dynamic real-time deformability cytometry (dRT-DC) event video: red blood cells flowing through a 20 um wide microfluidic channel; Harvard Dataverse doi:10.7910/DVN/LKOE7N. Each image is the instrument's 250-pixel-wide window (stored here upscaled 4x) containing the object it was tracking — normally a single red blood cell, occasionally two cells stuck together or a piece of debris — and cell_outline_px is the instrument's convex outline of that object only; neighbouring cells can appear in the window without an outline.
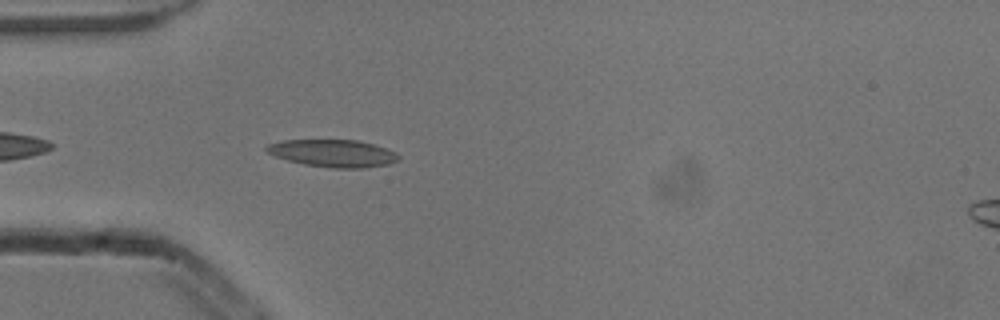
{"species": "common noctule bat (a hibernating species)", "species_latin": "Nyctalus noctula", "temperature_condition": "cold", "stored_images_in_passage": 40, "camera_frame_rate_fps": 3000, "um_per_image_px": 0.085, "animal": {"sex": "male", "body_mass_g": 13.3}, "frame": {"image": 1, "passage_image": 3, "time_ms": 0.667, "image_size_px": [1000, 320], "cell_outline_px": [[400, 160], [388, 164], [364, 168], [332, 168], [304, 164], [288, 160], [276, 156], [268, 152], [264, 148], [268, 144], [284, 140], [356, 140], [372, 144], [396, 152], [400, 156]], "centroid_in_image_um": [28.33, 13.03], "position_along_channel_um": 56.7, "area_um2": 20.92}}
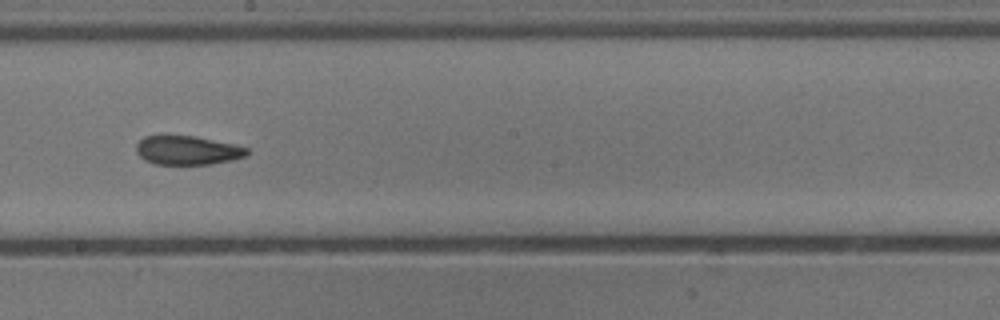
{"frame": {"image": 2, "passage_image": 17, "time_ms": 5.333, "image_size_px": [1000, 320], "cell_outline_px": [[248, 156], [232, 160], [208, 164], [156, 164], [144, 160], [136, 152], [136, 144], [144, 136], [160, 132], [196, 136], [236, 144], [248, 148]], "centroid_in_image_um": [15.89, 12.72], "position_along_channel_um": 232.3, "area_um2": 19.48}}
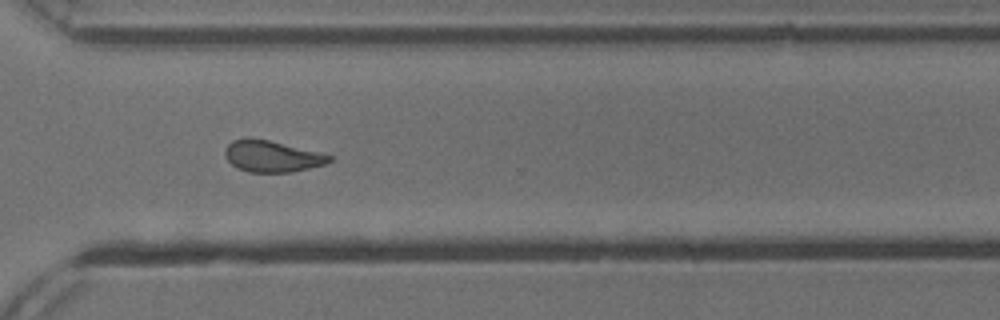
{"frame": {"image": 3, "passage_image": 26, "time_ms": 8.333, "image_size_px": [1000, 320], "cell_outline_px": [[332, 160], [324, 164], [292, 172], [248, 172], [236, 168], [224, 156], [224, 148], [232, 140], [248, 136], [268, 140], [320, 152], [332, 156]], "centroid_in_image_um": [23.06, 13.27], "position_along_channel_um": 347.5, "area_um2": 19.25}, "authors_computed_cell_mechanics": {"area_um2": 19.5942, "velocity_mm_per_s": 3.8499, "shape_relaxation_time_tau1_ms": 9.1714, "shape_relaxation_time_tau2_ms": 2.3121, "deformation_change_tau1": 0.163, "deformation_change_tau2": 0.0892}}